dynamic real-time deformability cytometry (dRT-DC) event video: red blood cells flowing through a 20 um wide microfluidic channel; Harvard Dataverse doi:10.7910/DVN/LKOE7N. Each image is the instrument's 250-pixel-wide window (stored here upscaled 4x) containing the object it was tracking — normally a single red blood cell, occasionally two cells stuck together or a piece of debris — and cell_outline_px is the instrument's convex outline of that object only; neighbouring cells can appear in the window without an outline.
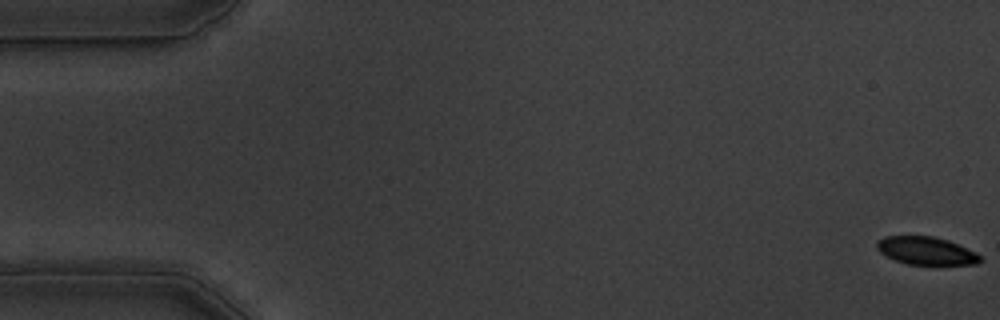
{"species": "common noctule bat (a hibernating species)", "species_latin": "Nyctalus noctula", "temperature_condition": "warm", "stored_images_in_passage": 5, "camera_frame_rate_fps": 3000, "um_per_image_px": 0.085, "animal": {"sex": "male", "body_mass_g": 19.5, "forearm_length_mm": 54.6}, "frame": {"image": 1, "passage_image": 1, "time_ms": 0.0, "image_size_px": [1000, 320], "cell_outline_px": [[980, 260], [976, 264], [908, 264], [896, 260], [880, 252], [876, 248], [876, 240], [884, 236], [932, 236], [948, 240], [976, 252], [980, 256]], "centroid_in_image_um": [78.69, 21.3], "position_along_channel_um": 6.3, "area_um2": 16.59}}